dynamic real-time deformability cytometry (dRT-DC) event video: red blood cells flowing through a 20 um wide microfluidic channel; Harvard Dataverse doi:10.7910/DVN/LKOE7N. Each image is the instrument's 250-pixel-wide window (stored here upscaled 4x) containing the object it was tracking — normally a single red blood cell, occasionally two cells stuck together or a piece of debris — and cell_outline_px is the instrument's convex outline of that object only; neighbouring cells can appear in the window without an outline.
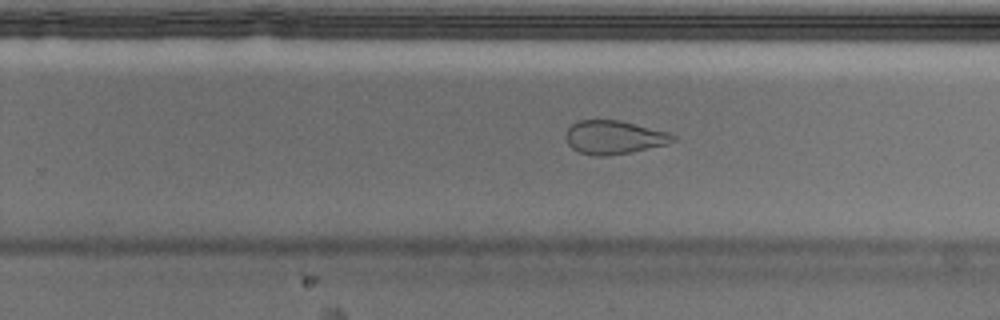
{"species": "Egyptian fruit bat (a non-hibernating species)", "species_latin": "Rousettus aegyptiacus", "temperature_condition": "cold", "stored_images_in_passage": 45, "camera_frame_rate_fps": 3000, "um_per_image_px": 0.085, "animal": {"sex": "male"}, "frame": {"image": 1, "passage_image": 32, "time_ms": 10.333, "image_size_px": [1000, 320], "cell_outline_px": [[676, 140], [668, 144], [632, 152], [604, 156], [592, 156], [580, 152], [572, 148], [568, 144], [564, 136], [568, 128], [572, 124], [580, 120], [620, 120], [668, 132], [676, 136]], "centroid_in_image_um": [52.19, 11.67], "position_along_channel_um": 277.6, "area_um2": 21.04}}